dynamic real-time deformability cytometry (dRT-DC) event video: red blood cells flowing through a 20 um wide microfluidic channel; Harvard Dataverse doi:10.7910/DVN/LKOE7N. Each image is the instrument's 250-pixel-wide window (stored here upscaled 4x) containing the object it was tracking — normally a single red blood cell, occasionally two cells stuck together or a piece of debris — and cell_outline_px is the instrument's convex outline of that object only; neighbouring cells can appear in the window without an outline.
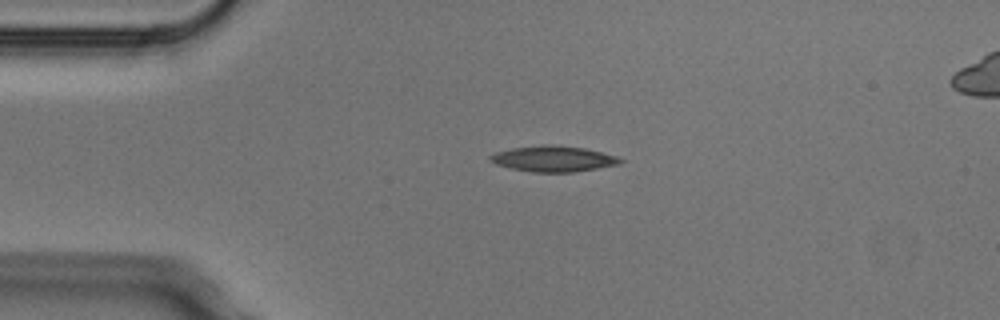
{"species": "Egyptian fruit bat (a non-hibernating species)", "species_latin": "Rousettus aegyptiacus", "temperature_condition": "cold", "stored_images_in_passage": 6, "camera_frame_rate_fps": 3000, "um_per_image_px": 0.085, "animal": {"sex": "male"}, "frame": {"image": 1, "passage_image": 1, "time_ms": 0.0, "image_size_px": [1000, 320], "cell_outline_px": [[624, 160], [620, 164], [572, 172], [532, 172], [512, 168], [496, 164], [488, 160], [488, 156], [496, 152], [512, 148], [544, 144], [584, 148], [616, 156]], "centroid_in_image_um": [47.0, 13.49], "position_along_channel_um": 38.0, "area_um2": 19.31}}
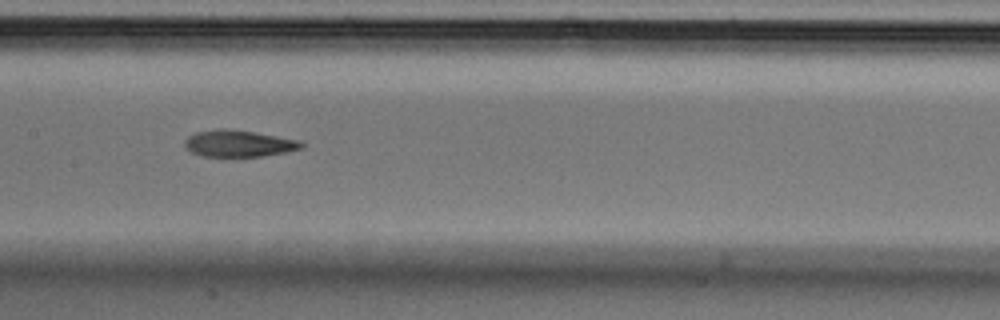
{"frame": {"image": 2, "passage_image": 5, "time_ms": 1.333, "image_size_px": [1000, 320], "cell_outline_px": [[304, 148], [288, 152], [264, 156], [236, 160], [200, 156], [184, 148], [184, 140], [188, 136], [196, 132], [220, 128], [224, 128], [252, 132], [300, 140], [304, 144]], "centroid_in_image_um": [20.26, 12.26], "position_along_channel_um": 187.1, "area_um2": 19.13}}
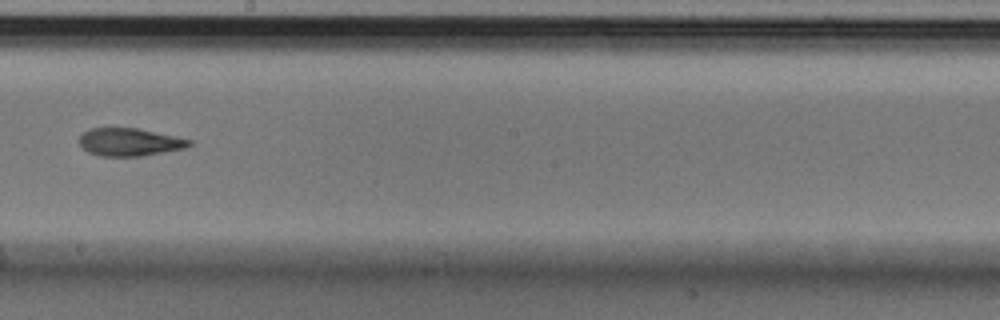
{"frame": {"image": 3, "passage_image": 6, "time_ms": 1.667, "image_size_px": [1000, 320], "cell_outline_px": [[192, 144], [184, 148], [144, 156], [100, 156], [88, 152], [80, 144], [80, 136], [88, 128], [136, 128], [176, 136], [192, 140]], "centroid_in_image_um": [11.02, 12.08], "position_along_channel_um": 237.2, "area_um2": 17.74}}